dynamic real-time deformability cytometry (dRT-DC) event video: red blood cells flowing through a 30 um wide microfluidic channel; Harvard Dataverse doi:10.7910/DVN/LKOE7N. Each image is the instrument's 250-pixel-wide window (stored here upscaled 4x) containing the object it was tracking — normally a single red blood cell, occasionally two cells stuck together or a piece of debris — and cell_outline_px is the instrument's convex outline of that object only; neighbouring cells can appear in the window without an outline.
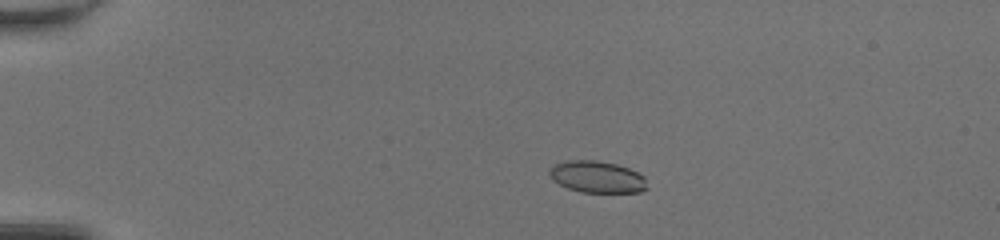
{"species": "common noctule bat (a hibernating species)", "species_latin": "Nyctalus noctula", "temperature_condition": "room temperature", "stored_images_in_passage": 50, "camera_frame_rate_fps": 3000, "um_per_image_px": 0.085, "animal": {"sex": "female", "body_mass_g": 20.0, "forearm_length_mm": 54.0}, "frame": {"image": 1, "passage_image": 11, "time_ms": 3.333, "image_size_px": [1000, 240], "cell_outline_px": [[648, 188], [640, 192], [580, 192], [568, 188], [552, 180], [548, 172], [556, 164], [564, 160], [596, 160], [616, 164], [628, 168], [644, 176]], "centroid_in_image_um": [50.75, 15.04], "position_along_channel_um": 34.2, "area_um2": 18.03}}
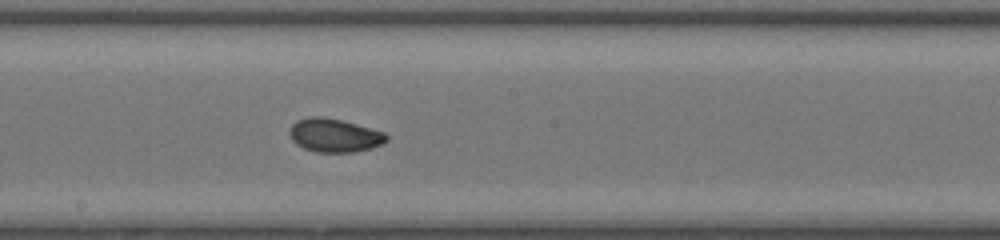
{"frame": {"image": 2, "passage_image": 29, "time_ms": 9.333, "image_size_px": [1000, 240], "cell_outline_px": [[388, 140], [372, 148], [352, 152], [316, 152], [304, 148], [296, 144], [292, 140], [288, 132], [292, 124], [296, 120], [308, 116], [320, 116], [340, 120], [356, 124], [384, 132], [388, 136]], "centroid_in_image_um": [28.39, 11.5], "position_along_channel_um": 219.8, "area_um2": 18.9}}
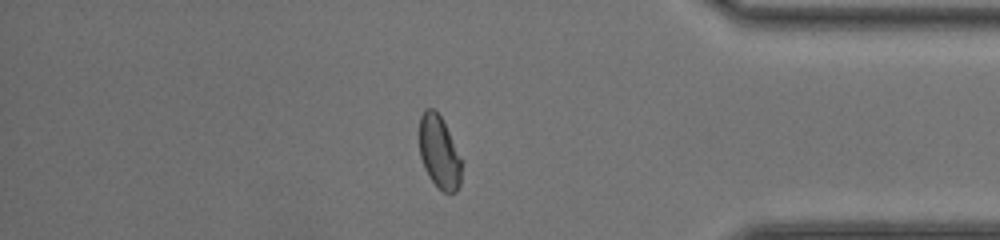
{"frame": {"image": 3, "passage_image": 43, "time_ms": 14.0, "image_size_px": [1000, 240], "cell_outline_px": [[460, 184], [456, 192], [444, 192], [428, 176], [424, 168], [420, 156], [420, 116], [424, 108], [432, 108], [440, 116], [448, 132], [460, 160]], "centroid_in_image_um": [37.29, 12.93], "position_along_channel_um": 397.9, "area_um2": 17.22}, "authors_computed_cell_mechanics": {"area_um2": 18.785, "velocity_mm_per_s": 4.2736, "shape_relaxation_time_tau1_ms": 3.2803, "shape_relaxation_time_tau2_ms": 1.1251, "deformation_change_tau1": 0.1184, "deformation_change_tau2": 0.0399}}